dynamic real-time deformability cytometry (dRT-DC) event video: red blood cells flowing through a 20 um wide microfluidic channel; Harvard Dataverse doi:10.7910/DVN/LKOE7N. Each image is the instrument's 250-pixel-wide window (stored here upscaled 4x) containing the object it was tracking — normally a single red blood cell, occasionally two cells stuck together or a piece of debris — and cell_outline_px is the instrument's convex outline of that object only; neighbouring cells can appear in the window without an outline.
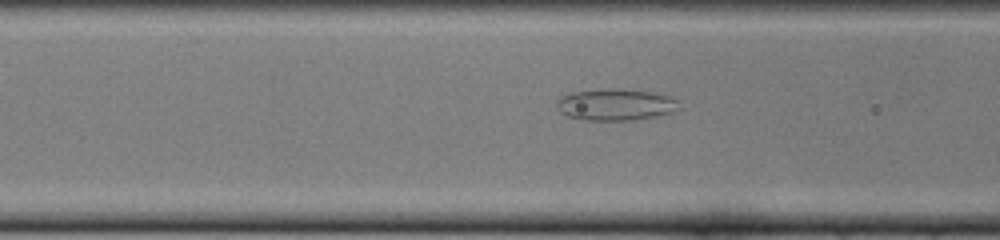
{"species": "common noctule bat (a hibernating species)", "species_latin": "Nyctalus noctula", "temperature_condition": "cold", "stored_images_in_passage": 45, "camera_frame_rate_fps": 3000, "um_per_image_px": 0.085, "animal": {"sex": "female", "body_mass_g": 22.0, "forearm_length_mm": 56.7}, "frame": {"image": 1, "passage_image": 19, "time_ms": 6.0, "image_size_px": [1000, 240], "cell_outline_px": [[680, 108], [676, 112], [656, 116], [632, 120], [584, 120], [568, 116], [560, 112], [556, 108], [556, 104], [560, 96], [572, 92], [608, 88], [616, 88], [648, 92], [672, 96], [676, 100]], "centroid_in_image_um": [52.32, 8.89], "position_along_channel_um": 114.3, "area_um2": 22.66}}
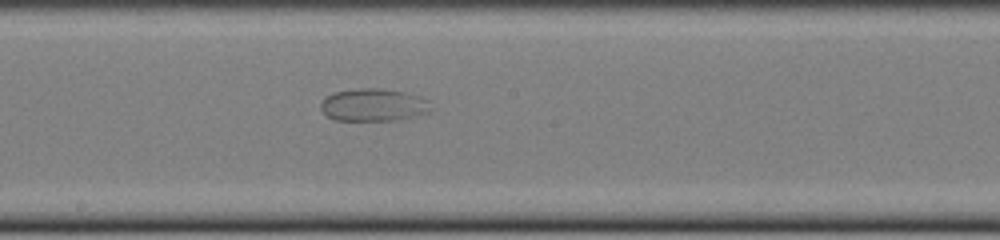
{"frame": {"image": 2, "passage_image": 27, "time_ms": 8.667, "image_size_px": [1000, 240], "cell_outline_px": [[436, 108], [428, 112], [416, 116], [396, 120], [336, 120], [328, 116], [320, 108], [320, 104], [324, 96], [332, 92], [360, 88], [380, 88], [408, 92], [420, 96], [428, 100]], "centroid_in_image_um": [31.79, 8.9], "position_along_channel_um": 216.4, "area_um2": 21.33}}
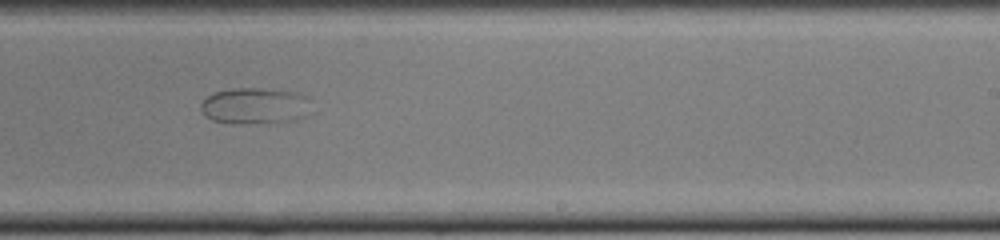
{"frame": {"image": 3, "passage_image": 31, "time_ms": 10.0, "image_size_px": [1000, 240], "cell_outline_px": [[312, 100], [304, 116], [296, 120], [268, 124], [232, 124], [212, 120], [204, 116], [200, 108], [200, 104], [212, 92], [232, 88], [264, 88], [292, 92], [308, 96]], "centroid_in_image_um": [21.64, 9.02], "position_along_channel_um": 267.4, "area_um2": 23.93}}